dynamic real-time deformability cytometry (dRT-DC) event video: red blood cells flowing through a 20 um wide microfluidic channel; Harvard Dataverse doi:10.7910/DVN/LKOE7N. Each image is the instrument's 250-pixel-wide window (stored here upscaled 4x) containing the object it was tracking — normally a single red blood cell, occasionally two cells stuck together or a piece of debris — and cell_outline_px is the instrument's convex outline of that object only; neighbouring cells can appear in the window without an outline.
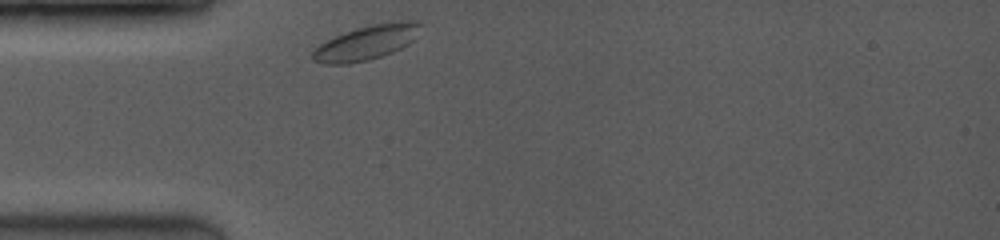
{"species": "common noctule bat (a hibernating species)", "species_latin": "Nyctalus noctula", "temperature_condition": "room temperature", "stored_images_in_passage": 36, "camera_frame_rate_fps": 3500, "um_per_image_px": 0.085, "animal": {"sex": "female", "body_mass_g": 19.0, "forearm_length_mm": 53.3}, "frame": {"image": 1, "passage_image": 1, "time_ms": 0.0, "image_size_px": [1000, 240], "cell_outline_px": [[420, 24], [412, 40], [408, 44], [392, 52], [368, 60], [348, 64], [324, 64], [312, 60], [312, 52], [320, 44], [344, 32], [356, 28], [376, 24], [408, 20], [420, 20]], "centroid_in_image_um": [31.11, 3.63], "position_along_channel_um": 53.9, "area_um2": 21.21}}
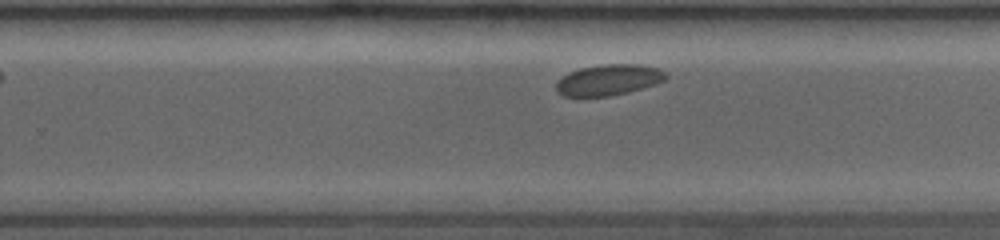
{"frame": {"image": 2, "passage_image": 23, "time_ms": 6.286, "image_size_px": [1000, 240], "cell_outline_px": [[668, 76], [664, 80], [656, 84], [628, 92], [608, 96], [564, 96], [556, 92], [556, 80], [568, 72], [580, 68], [604, 64], [640, 64], [656, 68], [664, 72]], "centroid_in_image_um": [51.69, 6.79], "position_along_channel_um": 278.1, "area_um2": 19.77}}
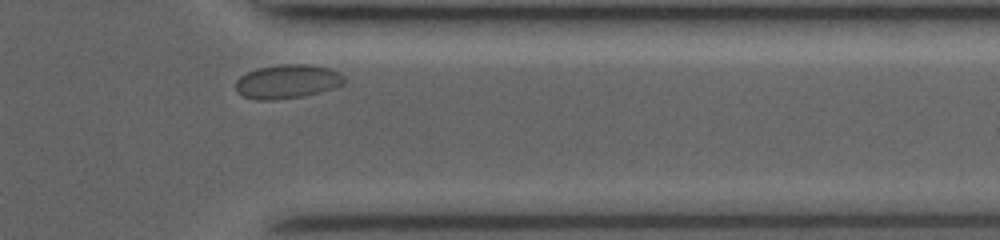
{"frame": {"image": 3, "passage_image": 33, "time_ms": 9.143, "image_size_px": [1000, 240], "cell_outline_px": [[348, 80], [344, 84], [332, 88], [304, 96], [272, 100], [256, 100], [244, 96], [236, 88], [236, 80], [240, 76], [256, 68], [280, 64], [308, 64], [328, 68], [340, 72]], "centroid_in_image_um": [24.46, 6.92], "position_along_channel_um": 386.9, "area_um2": 21.5}}